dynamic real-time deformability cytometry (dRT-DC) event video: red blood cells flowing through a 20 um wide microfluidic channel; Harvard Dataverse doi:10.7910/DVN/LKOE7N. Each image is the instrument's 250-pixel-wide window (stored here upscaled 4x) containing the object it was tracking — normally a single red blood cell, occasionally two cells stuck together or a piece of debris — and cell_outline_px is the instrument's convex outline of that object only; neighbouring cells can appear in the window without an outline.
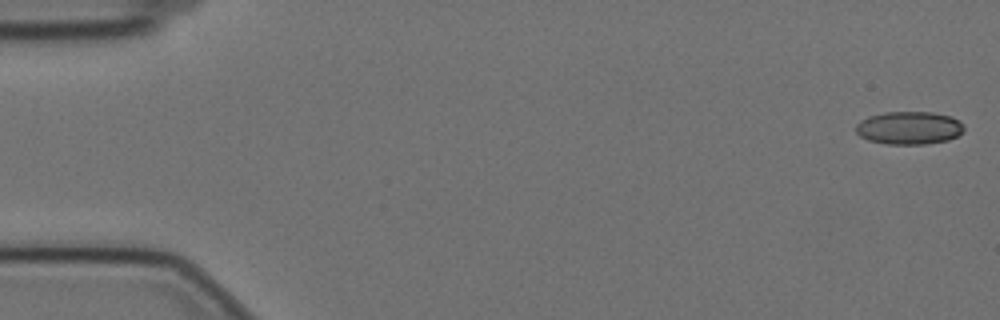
{"species": "Egyptian fruit bat (a non-hibernating species)", "species_latin": "Rousettus aegyptiacus", "temperature_condition": "cold", "stored_images_in_passage": 11, "camera_frame_rate_fps": 3000, "um_per_image_px": 0.085, "animal": {"sex": "female"}, "frame": {"image": 1, "passage_image": 1, "time_ms": 0.0, "image_size_px": [1000, 320], "cell_outline_px": [[964, 132], [948, 140], [924, 144], [888, 144], [868, 140], [860, 136], [856, 132], [856, 124], [860, 120], [868, 116], [884, 112], [932, 112], [952, 116], [960, 120], [964, 124]], "centroid_in_image_um": [77.29, 10.86], "position_along_channel_um": 7.7, "area_um2": 20.98}}